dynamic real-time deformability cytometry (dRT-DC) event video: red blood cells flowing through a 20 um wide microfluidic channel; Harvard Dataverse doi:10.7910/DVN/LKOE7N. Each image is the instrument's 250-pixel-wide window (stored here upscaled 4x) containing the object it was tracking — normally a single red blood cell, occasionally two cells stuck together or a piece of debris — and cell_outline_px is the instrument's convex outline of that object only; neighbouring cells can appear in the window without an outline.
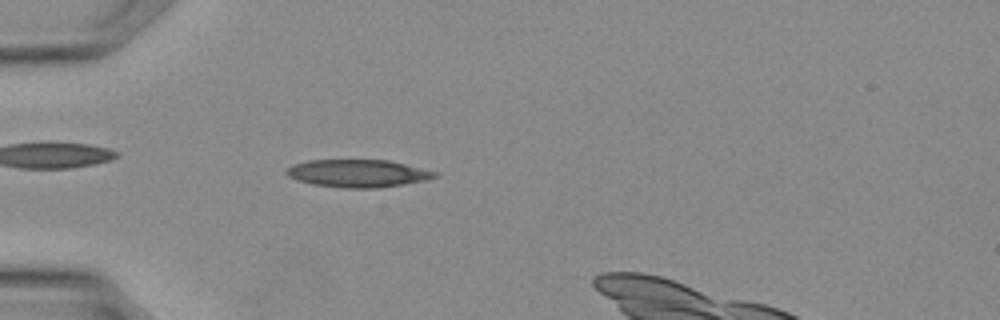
{"species": "Egyptian fruit bat (a non-hibernating species)", "species_latin": "Rousettus aegyptiacus", "temperature_condition": "warm", "stored_images_in_passage": 13, "camera_frame_rate_fps": 3000, "um_per_image_px": 0.085, "animal": {"sex": "female"}, "frame": {"image": 1, "passage_image": 10, "time_ms": 3.0, "image_size_px": [1000, 320], "cell_outline_px": [[440, 176], [428, 180], [404, 184], [376, 188], [344, 188], [312, 184], [296, 180], [288, 176], [284, 172], [284, 168], [292, 164], [308, 160], [388, 160], [440, 172]], "centroid_in_image_um": [30.42, 14.73], "position_along_channel_um": 54.6, "area_um2": 24.28}}
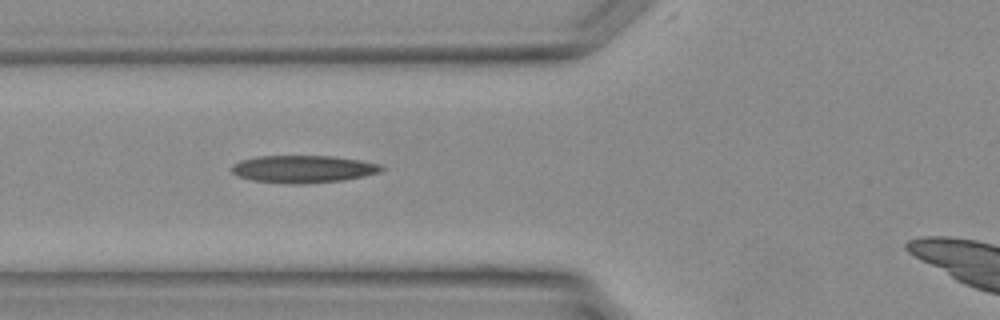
{"frame": {"image": 2, "passage_image": 13, "time_ms": 4.0, "image_size_px": [1000, 320], "cell_outline_px": [[384, 168], [380, 172], [364, 176], [344, 180], [304, 184], [288, 184], [252, 180], [236, 176], [232, 172], [232, 164], [240, 160], [256, 156], [332, 156], [360, 160], [380, 164]], "centroid_in_image_um": [25.75, 14.37], "position_along_channel_um": 100.1, "area_um2": 24.1}}